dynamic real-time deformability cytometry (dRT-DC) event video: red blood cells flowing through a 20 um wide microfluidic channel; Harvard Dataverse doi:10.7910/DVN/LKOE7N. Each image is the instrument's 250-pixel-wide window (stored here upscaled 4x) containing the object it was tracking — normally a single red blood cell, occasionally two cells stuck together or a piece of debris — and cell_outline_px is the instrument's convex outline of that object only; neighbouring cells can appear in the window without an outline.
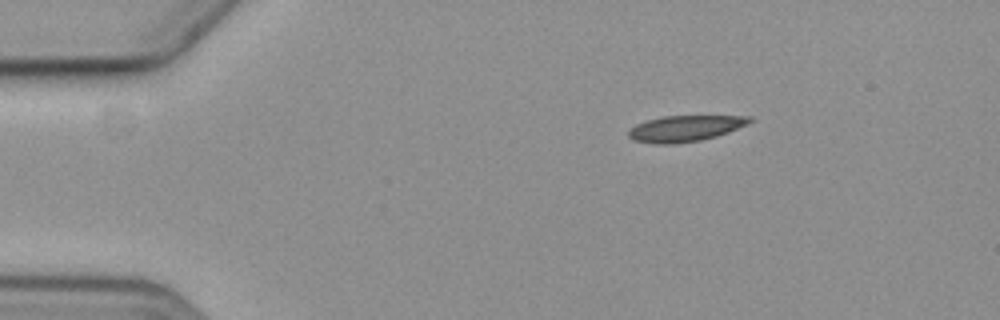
{"species": "common noctule bat (a hibernating species)", "species_latin": "Nyctalus noctula", "temperature_condition": "cold", "stored_images_in_passage": 3, "camera_frame_rate_fps": 3000, "um_per_image_px": 0.085, "animal": {"sex": "female", "body_mass_g": 19.3, "forearm_length_mm": 54.1}, "frame": {"image": 1, "passage_image": 1, "time_ms": 0.0, "image_size_px": [1000, 320], "cell_outline_px": [[752, 120], [748, 124], [728, 132], [716, 136], [700, 140], [672, 144], [652, 144], [632, 140], [628, 136], [628, 128], [636, 124], [648, 120], [664, 116], [752, 116]], "centroid_in_image_um": [58.19, 10.92], "position_along_channel_um": 26.8, "area_um2": 18.38}}
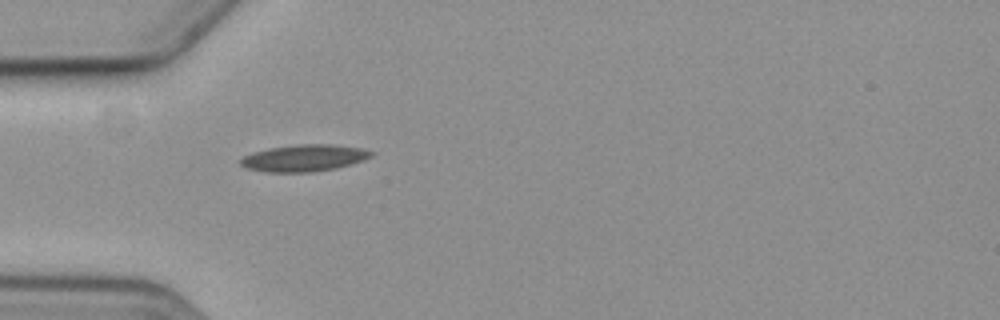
{"frame": {"image": 2, "passage_image": 3, "time_ms": 2.667, "image_size_px": [1000, 320], "cell_outline_px": [[376, 152], [372, 156], [364, 160], [352, 164], [336, 168], [312, 172], [268, 172], [248, 168], [240, 164], [240, 160], [244, 156], [252, 152], [268, 148], [296, 144], [332, 144], [360, 148]], "centroid_in_image_um": [25.88, 13.42], "position_along_channel_um": 59.1, "area_um2": 20.46}}